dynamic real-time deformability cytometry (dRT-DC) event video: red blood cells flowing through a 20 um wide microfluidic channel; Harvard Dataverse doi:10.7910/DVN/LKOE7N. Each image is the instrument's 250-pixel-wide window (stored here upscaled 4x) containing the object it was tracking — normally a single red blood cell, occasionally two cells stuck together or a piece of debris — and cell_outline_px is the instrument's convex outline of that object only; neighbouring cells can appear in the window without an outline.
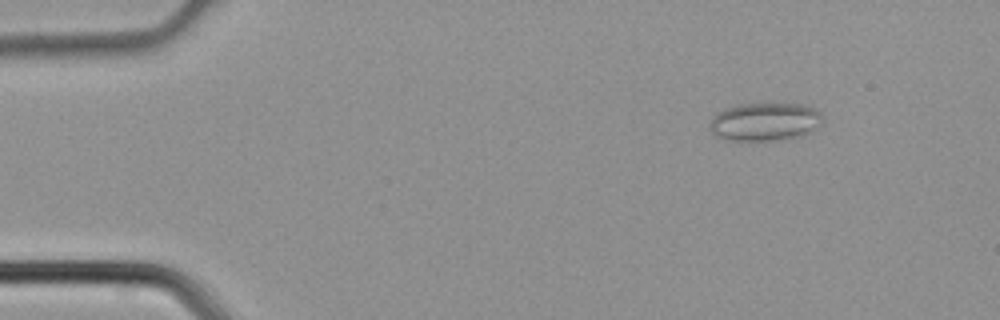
{"species": "common noctule bat (a hibernating species)", "species_latin": "Nyctalus noctula", "temperature_condition": "cold", "stored_images_in_passage": 42, "camera_frame_rate_fps": 3000, "um_per_image_px": 0.085, "animal": {"sex": "male", "body_mass_g": 21.5, "forearm_length_mm": 52.0}, "frame": {"image": 1, "passage_image": 4, "time_ms": 1.0, "image_size_px": [1000, 320], "cell_outline_px": [[824, 116], [816, 128], [800, 136], [776, 140], [724, 140], [716, 136], [708, 128], [712, 116], [724, 108], [744, 104], [804, 104], [820, 112]], "centroid_in_image_um": [64.97, 10.35], "position_along_channel_um": 20.0, "area_um2": 25.03}}
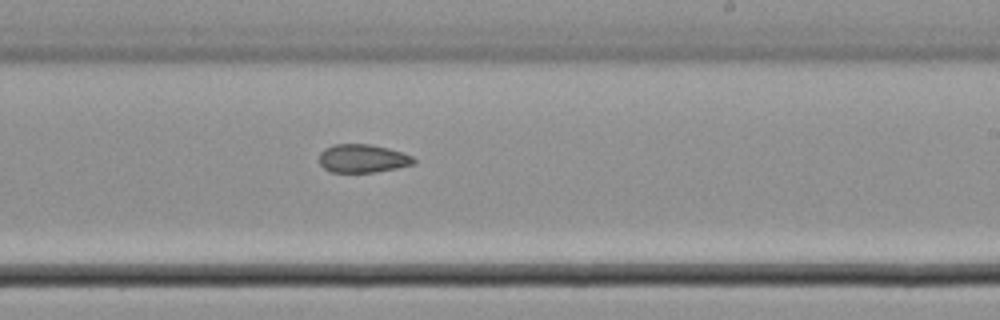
{"frame": {"image": 2, "passage_image": 25, "time_ms": 8.0, "image_size_px": [1000, 320], "cell_outline_px": [[416, 160], [412, 164], [396, 168], [372, 172], [332, 172], [324, 168], [320, 164], [320, 152], [324, 148], [332, 144], [372, 144], [404, 152], [412, 156]], "centroid_in_image_um": [30.81, 13.45], "position_along_channel_um": 258.2, "area_um2": 15.61}}
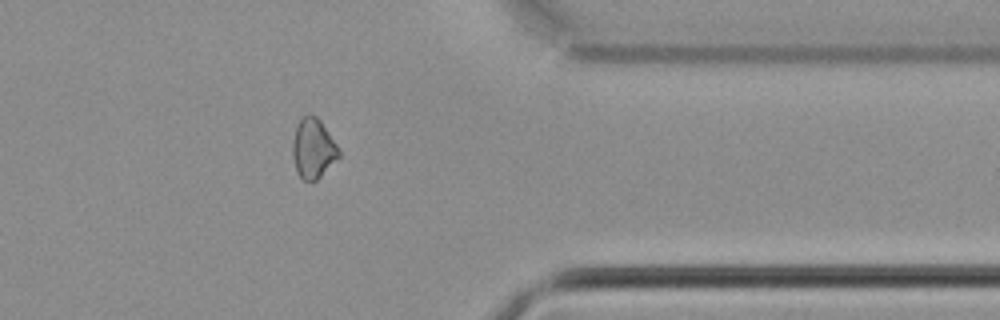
{"frame": {"image": 3, "passage_image": 34, "time_ms": 11.0, "image_size_px": [1000, 320], "cell_outline_px": [[340, 156], [316, 180], [304, 180], [300, 176], [296, 168], [292, 156], [292, 144], [296, 124], [308, 112], [316, 116], [320, 120], [336, 144], [340, 152]], "centroid_in_image_um": [26.6, 12.58], "position_along_channel_um": 384.8, "area_um2": 15.9}}